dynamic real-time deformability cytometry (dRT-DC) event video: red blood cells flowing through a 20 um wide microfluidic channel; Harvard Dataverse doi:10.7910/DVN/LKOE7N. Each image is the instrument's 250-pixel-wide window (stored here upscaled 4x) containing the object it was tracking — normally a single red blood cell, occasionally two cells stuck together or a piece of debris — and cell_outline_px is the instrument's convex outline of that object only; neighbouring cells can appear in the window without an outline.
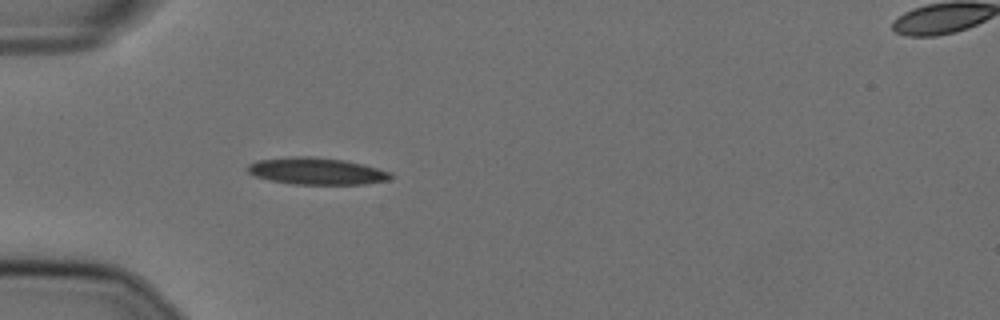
{"species": "Egyptian fruit bat (a non-hibernating species)", "species_latin": "Rousettus aegyptiacus", "temperature_condition": "cold", "stored_images_in_passage": 40, "camera_frame_rate_fps": 3000, "um_per_image_px": 0.085, "animal": {"sex": "female"}, "frame": {"image": 1, "passage_image": 1, "time_ms": 0.0, "image_size_px": [1000, 320], "cell_outline_px": [[392, 176], [388, 180], [364, 184], [292, 184], [272, 180], [256, 176], [248, 172], [244, 168], [248, 164], [256, 160], [292, 156], [308, 156], [344, 160], [364, 164], [392, 172]], "centroid_in_image_um": [26.89, 14.53], "position_along_channel_um": 58.1, "area_um2": 22.48}}
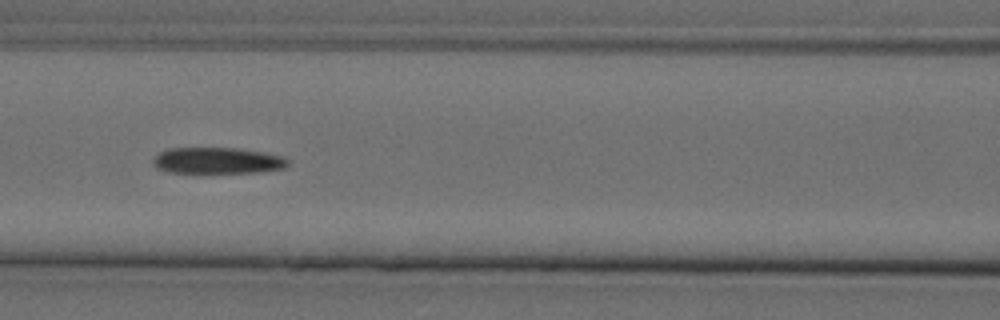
{"frame": {"image": 2, "passage_image": 9, "time_ms": 2.667, "image_size_px": [1000, 320], "cell_outline_px": [[288, 164], [284, 168], [256, 172], [168, 172], [156, 168], [152, 164], [152, 160], [160, 152], [168, 148], [236, 148], [264, 152], [284, 156], [288, 160]], "centroid_in_image_um": [18.47, 13.64], "position_along_channel_um": 148.1, "area_um2": 20.52}}
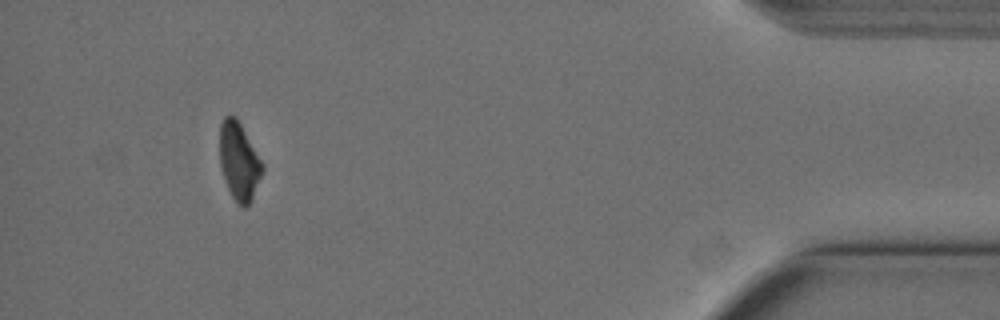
{"frame": {"image": 3, "passage_image": 36, "time_ms": 11.667, "image_size_px": [1000, 320], "cell_outline_px": [[264, 168], [252, 200], [244, 208], [232, 196], [228, 188], [220, 164], [220, 124], [224, 116], [236, 116], [264, 164]], "centroid_in_image_um": [20.33, 13.68], "position_along_channel_um": 414.9, "area_um2": 19.13}, "authors_computed_cell_mechanics": {"area_um2": 21.7039, "velocity_mm_per_s": 3.6134, "shape_relaxation_time_tau1_ms": 5.9709, "shape_relaxation_time_tau2_ms": null, "deformation_change_tau1": 0.1602, "deformation_change_tau2": null}}